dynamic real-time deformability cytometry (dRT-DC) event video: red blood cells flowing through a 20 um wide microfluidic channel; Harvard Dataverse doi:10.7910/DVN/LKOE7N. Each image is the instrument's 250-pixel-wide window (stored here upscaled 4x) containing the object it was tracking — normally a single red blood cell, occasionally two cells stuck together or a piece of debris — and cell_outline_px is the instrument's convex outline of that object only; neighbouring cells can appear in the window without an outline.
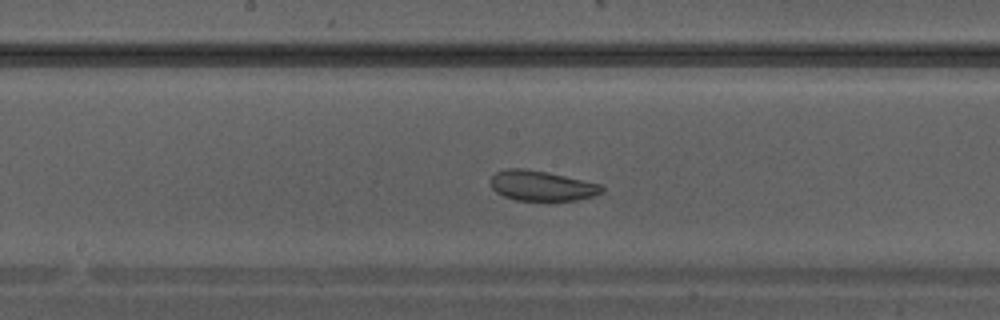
{"species": "Egyptian fruit bat (a non-hibernating species)", "species_latin": "Rousettus aegyptiacus", "temperature_condition": "warm", "stored_images_in_passage": 31, "camera_frame_rate_fps": 3000, "um_per_image_px": 0.085, "animal": {"sex": "male"}, "frame": {"image": 1, "passage_image": 14, "time_ms": 4.333, "image_size_px": [1000, 320], "cell_outline_px": [[604, 192], [592, 196], [576, 200], [548, 204], [516, 200], [504, 196], [496, 192], [492, 188], [492, 176], [496, 172], [508, 168], [524, 168], [548, 172], [600, 184], [604, 188]], "centroid_in_image_um": [46.07, 15.84], "position_along_channel_um": 202.1, "area_um2": 20.23}}
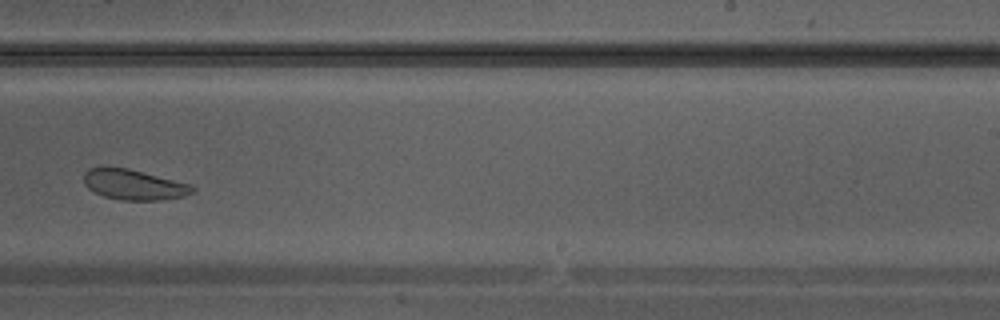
{"frame": {"image": 2, "passage_image": 18, "time_ms": 5.667, "image_size_px": [1000, 320], "cell_outline_px": [[196, 188], [192, 192], [184, 196], [160, 200], [120, 200], [104, 196], [88, 188], [84, 184], [84, 172], [88, 168], [128, 168], [192, 184]], "centroid_in_image_um": [11.4, 15.7], "position_along_channel_um": 277.6, "area_um2": 19.07}}